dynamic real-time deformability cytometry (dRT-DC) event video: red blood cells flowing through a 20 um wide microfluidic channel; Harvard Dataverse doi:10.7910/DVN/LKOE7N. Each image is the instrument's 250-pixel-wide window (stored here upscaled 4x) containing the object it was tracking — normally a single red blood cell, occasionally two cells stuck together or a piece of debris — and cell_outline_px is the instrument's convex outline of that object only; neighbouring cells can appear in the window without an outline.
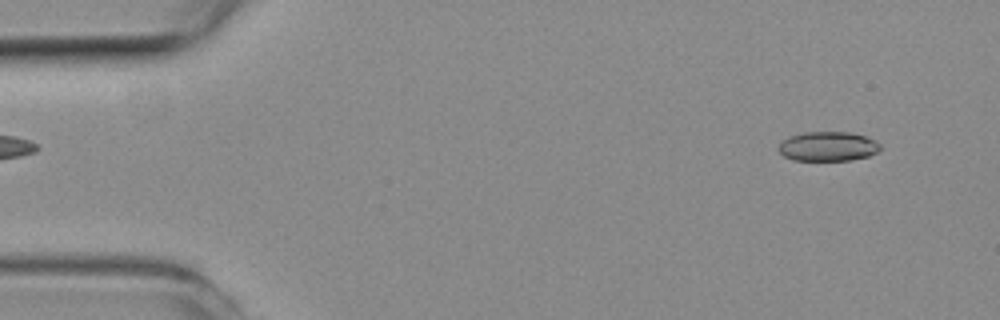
{"species": "common noctule bat (a hibernating species)", "species_latin": "Nyctalus noctula", "temperature_condition": "room temperature", "stored_images_in_passage": 50, "camera_frame_rate_fps": 3000, "um_per_image_px": 0.085, "animal": {"sex": "female", "body_mass_g": 19.3, "forearm_length_mm": 54.1}, "frame": {"image": 1, "passage_image": 3, "time_ms": 0.667, "image_size_px": [1000, 320], "cell_outline_px": [[880, 148], [876, 152], [868, 156], [848, 160], [792, 160], [784, 156], [776, 148], [784, 140], [792, 136], [804, 132], [848, 132], [864, 136], [876, 140], [880, 144]], "centroid_in_image_um": [70.37, 12.44], "position_along_channel_um": 14.6, "area_um2": 17.28}}
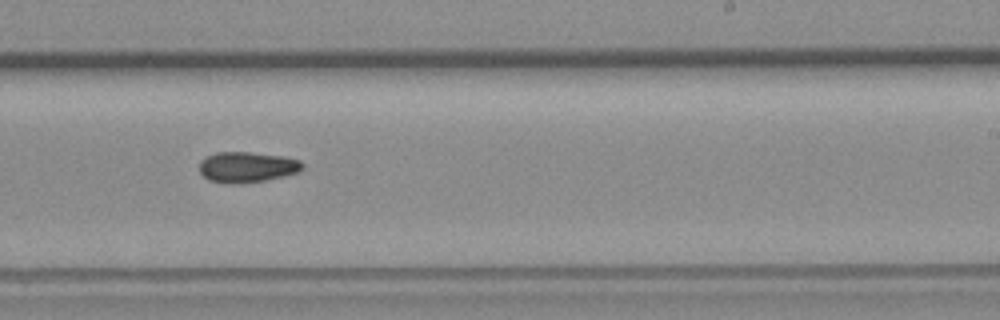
{"frame": {"image": 2, "passage_image": 30, "time_ms": 9.667, "image_size_px": [1000, 320], "cell_outline_px": [[304, 168], [296, 172], [284, 176], [264, 180], [240, 184], [224, 184], [208, 180], [200, 172], [200, 160], [216, 152], [248, 152], [280, 156], [300, 160], [304, 164]], "centroid_in_image_um": [20.97, 14.21], "position_along_channel_um": 268.0, "area_um2": 18.38}}
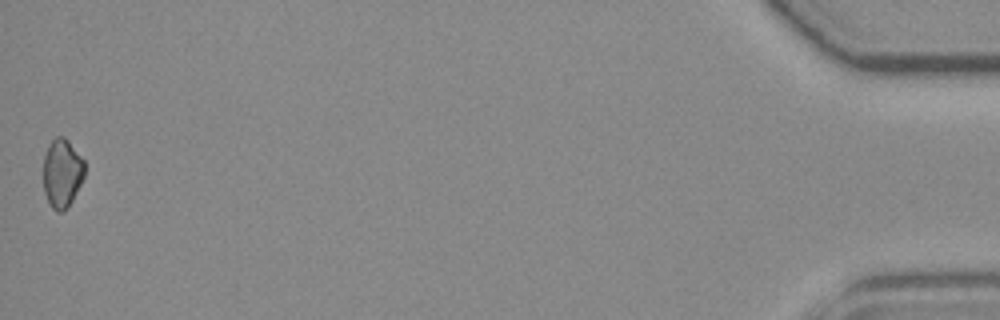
{"frame": {"image": 3, "passage_image": 50, "time_ms": 16.333, "image_size_px": [1000, 320], "cell_outline_px": [[84, 176], [68, 208], [64, 212], [56, 212], [52, 208], [44, 192], [44, 156], [48, 144], [56, 136], [64, 136], [68, 140], [84, 160]], "centroid_in_image_um": [5.27, 14.71], "position_along_channel_um": 429.9, "area_um2": 16.53}, "authors_computed_cell_mechanics": {"area_um2": 17.8024, "velocity_mm_per_s": 3.9844, "shape_relaxation_time_tau1_ms": 9.8975, "shape_relaxation_time_tau2_ms": 9.2319, "deformation_change_tau1": 0.1496, "deformation_change_tau2": 0.15}}